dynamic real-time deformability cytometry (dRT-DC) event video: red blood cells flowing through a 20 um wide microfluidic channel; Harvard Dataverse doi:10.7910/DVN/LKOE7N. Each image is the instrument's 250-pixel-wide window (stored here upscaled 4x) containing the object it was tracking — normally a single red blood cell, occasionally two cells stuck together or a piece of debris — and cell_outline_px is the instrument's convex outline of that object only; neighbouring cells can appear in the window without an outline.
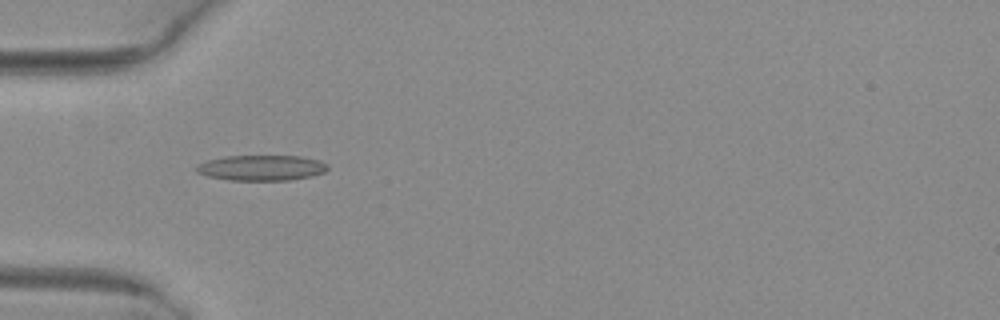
{"species": "common noctule bat (a hibernating species)", "species_latin": "Nyctalus noctula", "temperature_condition": "warm", "stored_images_in_passage": 35, "camera_frame_rate_fps": 3000, "um_per_image_px": 0.085, "animal": {"sex": "female", "body_mass_g": 29.2, "forearm_length_mm": 56.3}, "frame": {"image": 1, "passage_image": 1, "time_ms": 0.0, "image_size_px": [1000, 320], "cell_outline_px": [[328, 168], [324, 172], [312, 176], [288, 180], [228, 180], [208, 176], [196, 172], [196, 164], [208, 160], [224, 156], [300, 156], [320, 160], [328, 164]], "centroid_in_image_um": [22.22, 14.26], "position_along_channel_um": 62.8, "area_um2": 19.54}}
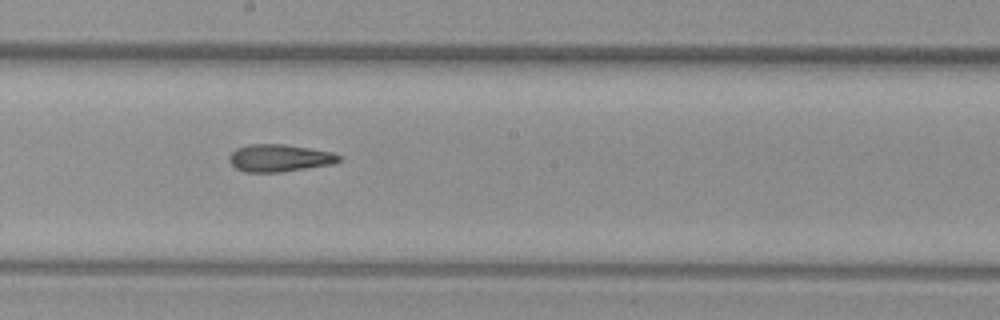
{"frame": {"image": 2, "passage_image": 13, "time_ms": 4.0, "image_size_px": [1000, 320], "cell_outline_px": [[340, 160], [332, 164], [280, 172], [244, 172], [236, 168], [228, 160], [228, 156], [236, 148], [248, 144], [284, 144], [332, 152], [340, 156]], "centroid_in_image_um": [23.7, 13.43], "position_along_channel_um": 224.5, "area_um2": 17.4}}
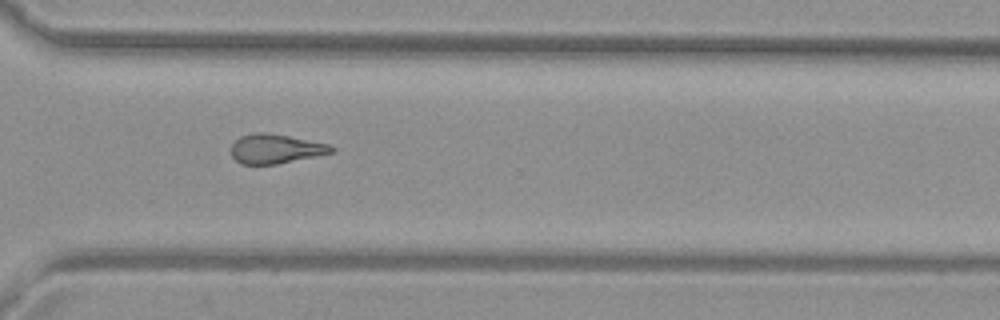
{"frame": {"image": 3, "passage_image": 22, "time_ms": 7.0, "image_size_px": [1000, 320], "cell_outline_px": [[336, 148], [332, 152], [316, 156], [276, 164], [240, 164], [232, 156], [232, 144], [240, 136], [252, 132], [264, 132], [288, 136], [328, 144]], "centroid_in_image_um": [23.4, 12.64], "position_along_channel_um": 347.2, "area_um2": 16.99}, "authors_computed_cell_mechanics": {"area_um2": 17.7446, "velocity_mm_per_s": 4.099, "shape_relaxation_time_tau1_ms": null, "shape_relaxation_time_tau2_ms": 4.2819, "deformation_change_tau1": null, "deformation_change_tau2": 0.143}}